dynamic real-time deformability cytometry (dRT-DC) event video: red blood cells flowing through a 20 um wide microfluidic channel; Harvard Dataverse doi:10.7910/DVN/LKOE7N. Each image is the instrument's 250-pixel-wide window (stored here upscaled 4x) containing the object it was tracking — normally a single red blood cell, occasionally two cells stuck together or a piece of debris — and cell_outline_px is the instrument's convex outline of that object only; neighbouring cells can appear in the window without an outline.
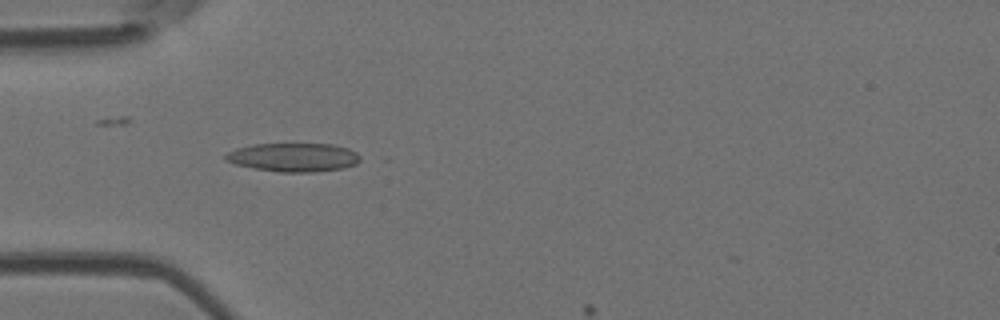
{"species": "Egyptian fruit bat (a non-hibernating species)", "species_latin": "Rousettus aegyptiacus", "temperature_condition": "room temperature", "stored_images_in_passage": 4, "camera_frame_rate_fps": 3000, "um_per_image_px": 0.085, "animal": {"sex": "female"}, "frame": {"image": 1, "passage_image": 1, "time_ms": 0.0, "image_size_px": [1000, 320], "cell_outline_px": [[360, 160], [356, 164], [344, 168], [316, 172], [280, 172], [252, 168], [236, 164], [224, 160], [224, 156], [228, 152], [236, 148], [252, 144], [332, 144], [348, 148], [356, 152], [360, 156]], "centroid_in_image_um": [24.95, 13.37], "position_along_channel_um": 60.1, "area_um2": 22.6}}